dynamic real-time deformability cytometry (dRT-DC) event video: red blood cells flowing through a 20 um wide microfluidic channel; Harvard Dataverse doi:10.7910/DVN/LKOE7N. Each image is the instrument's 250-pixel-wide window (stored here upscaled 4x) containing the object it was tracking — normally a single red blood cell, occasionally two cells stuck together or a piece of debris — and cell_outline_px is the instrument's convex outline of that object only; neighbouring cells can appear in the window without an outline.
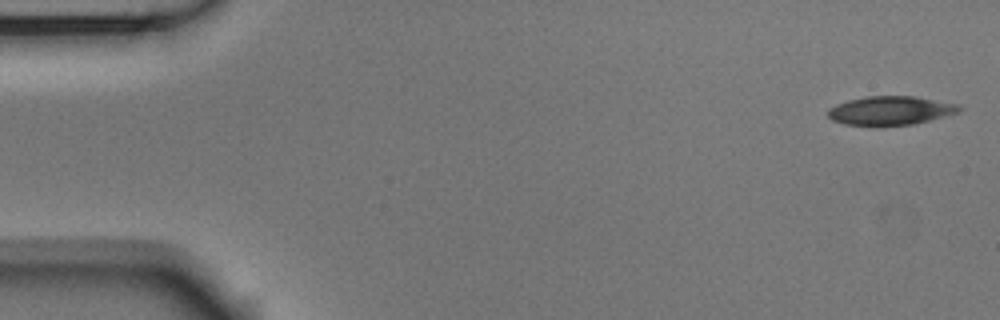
{"species": "Egyptian fruit bat (a non-hibernating species)", "species_latin": "Rousettus aegyptiacus", "temperature_condition": "room temperature", "stored_images_in_passage": 52, "camera_frame_rate_fps": 3000, "um_per_image_px": 0.085, "animal": {"sex": "male"}, "frame": {"image": 1, "passage_image": 1, "time_ms": 0.0, "image_size_px": [1000, 320], "cell_outline_px": [[960, 112], [912, 124], [876, 128], [844, 124], [832, 120], [828, 116], [828, 108], [836, 104], [848, 100], [868, 96], [916, 96], [960, 104]], "centroid_in_image_um": [75.65, 9.42], "position_along_channel_um": 9.3, "area_um2": 22.6}}
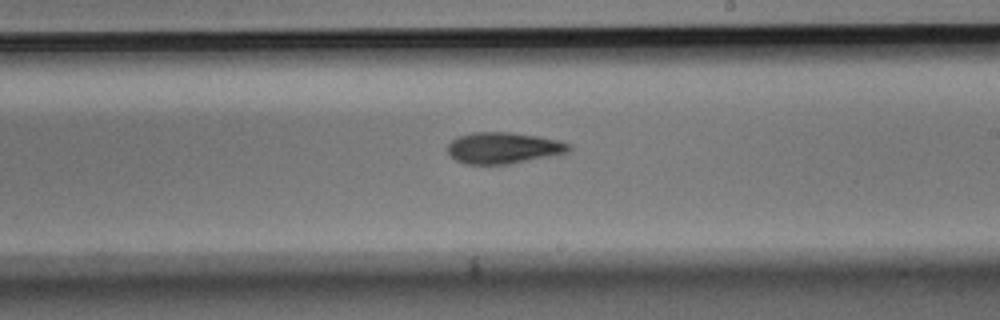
{"frame": {"image": 2, "passage_image": 30, "time_ms": 9.667, "image_size_px": [1000, 320], "cell_outline_px": [[572, 148], [568, 152], [508, 164], [468, 164], [456, 160], [448, 152], [448, 144], [456, 136], [472, 132], [512, 132], [540, 136], [560, 140], [572, 144]], "centroid_in_image_um": [42.81, 12.55], "position_along_channel_um": 246.2, "area_um2": 22.2}}
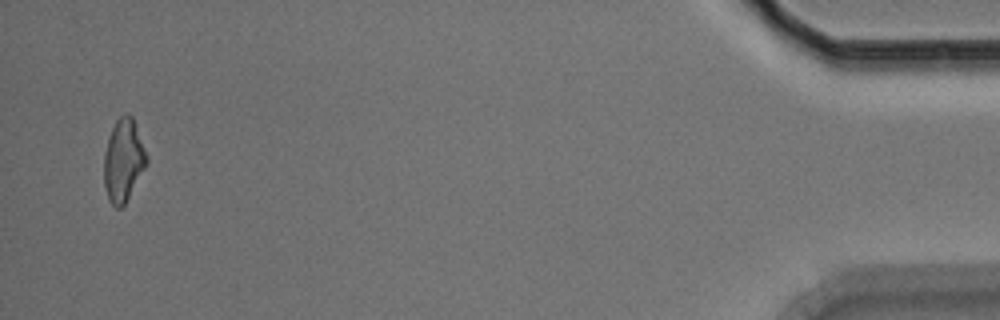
{"frame": {"image": 3, "passage_image": 51, "time_ms": 16.667, "image_size_px": [1000, 320], "cell_outline_px": [[148, 160], [144, 168], [124, 204], [120, 208], [116, 208], [108, 200], [104, 184], [104, 152], [108, 136], [116, 120], [124, 112], [128, 112], [132, 116], [148, 156]], "centroid_in_image_um": [10.47, 13.59], "position_along_channel_um": 424.7, "area_um2": 20.4}, "authors_computed_cell_mechanics": {"area_um2": 22.0796, "velocity_mm_per_s": 3.767, "shape_relaxation_time_tau1_ms": 4.5714, "shape_relaxation_time_tau2_ms": null, "deformation_change_tau1": 0.1291, "deformation_change_tau2": null}}